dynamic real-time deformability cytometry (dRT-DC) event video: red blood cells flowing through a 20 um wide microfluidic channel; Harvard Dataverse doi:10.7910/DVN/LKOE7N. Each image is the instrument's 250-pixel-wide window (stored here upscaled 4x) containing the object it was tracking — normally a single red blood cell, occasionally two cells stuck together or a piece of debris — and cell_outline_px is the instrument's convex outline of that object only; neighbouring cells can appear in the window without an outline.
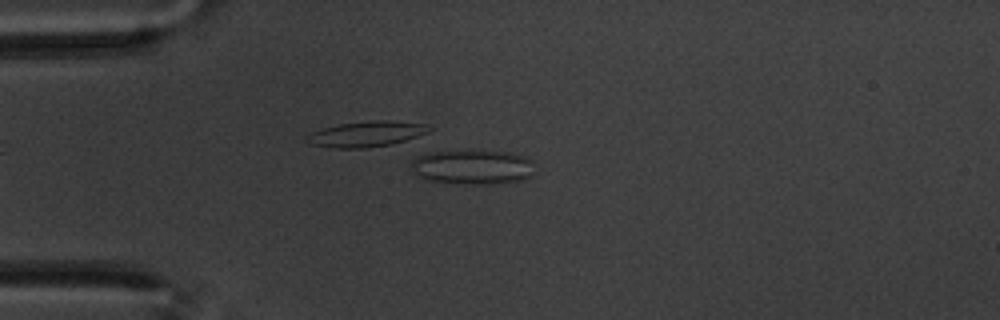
{"species": "common noctule bat (a hibernating species)", "species_latin": "Nyctalus noctula", "temperature_condition": "warm", "stored_images_in_passage": 58, "camera_frame_rate_fps": 3000, "um_per_image_px": 0.085, "animal": {"sex": "male", "body_mass_g": 20.1, "forearm_length_mm": 53.5}, "frame": {"image": 1, "passage_image": 15, "time_ms": 4.667, "image_size_px": [1000, 320], "cell_outline_px": [[532, 176], [524, 180], [492, 184], [468, 184], [428, 180], [416, 176], [412, 172], [412, 160], [416, 156], [424, 152], [512, 152], [524, 156], [532, 160]], "centroid_in_image_um": [40.16, 14.22], "position_along_channel_um": 44.8, "area_um2": 24.74}}
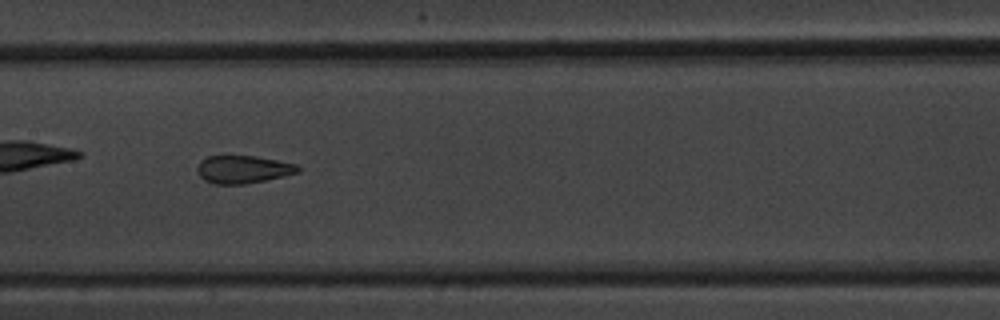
{"frame": {"image": 2, "passage_image": 29, "time_ms": 9.333, "image_size_px": [1000, 320], "cell_outline_px": [[304, 168], [300, 172], [284, 176], [244, 184], [216, 184], [204, 180], [200, 176], [196, 168], [200, 160], [208, 156], [256, 156], [296, 164]], "centroid_in_image_um": [20.68, 14.39], "position_along_channel_um": 186.7, "area_um2": 16.36}}
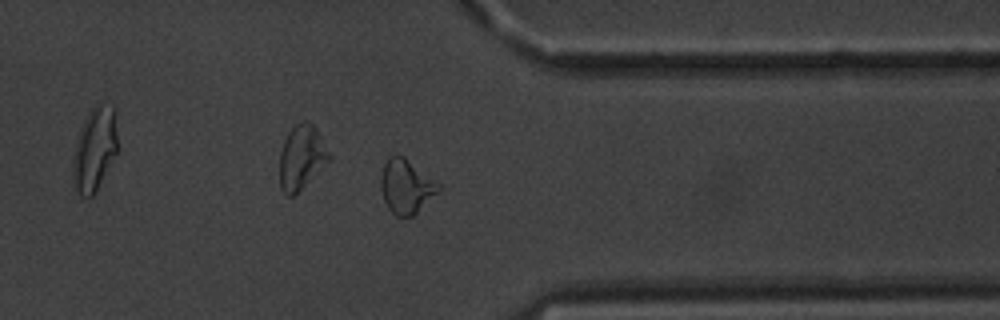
{"frame": {"image": 3, "passage_image": 46, "time_ms": 15.0, "image_size_px": [1000, 320], "cell_outline_px": [[440, 188], [412, 216], [396, 216], [388, 208], [384, 200], [380, 188], [380, 176], [384, 164], [388, 156], [404, 156], [440, 184]], "centroid_in_image_um": [34.47, 15.82], "position_along_channel_um": 376.9, "area_um2": 17.8}, "authors_computed_cell_mechanics": {"area_um2": 18.4093, "velocity_mm_per_s": 3.4444, "shape_relaxation_time_tau1_ms": 10.6629, "shape_relaxation_time_tau2_ms": 1.2416, "deformation_change_tau1": 0.2045, "deformation_change_tau2": 0.09}}